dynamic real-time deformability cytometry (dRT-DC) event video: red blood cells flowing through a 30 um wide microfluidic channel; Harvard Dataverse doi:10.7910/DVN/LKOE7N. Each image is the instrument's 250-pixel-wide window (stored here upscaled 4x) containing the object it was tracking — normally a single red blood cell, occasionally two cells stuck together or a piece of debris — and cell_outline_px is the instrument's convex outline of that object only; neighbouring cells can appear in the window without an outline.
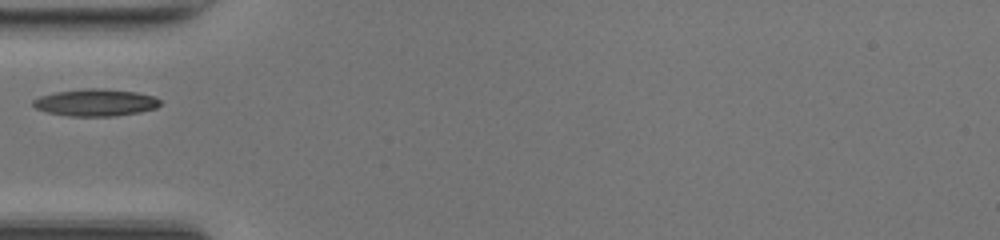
{"species": "common noctule bat (a hibernating species)", "species_latin": "Nyctalus noctula", "temperature_condition": "room temperature", "stored_images_in_passage": 34, "camera_frame_rate_fps": 3000, "um_per_image_px": 0.085, "animal": {"sex": "female", "body_mass_g": 17.0, "forearm_length_mm": 48.0}, "frame": {"image": 1, "passage_image": 1, "time_ms": 0.0, "image_size_px": [1000, 240], "cell_outline_px": [[160, 104], [156, 108], [140, 112], [116, 116], [68, 116], [48, 112], [36, 108], [32, 104], [32, 100], [40, 96], [56, 92], [84, 88], [100, 88], [136, 92], [156, 96], [160, 100]], "centroid_in_image_um": [8.14, 8.71], "position_along_channel_um": 76.9, "area_um2": 20.11}}
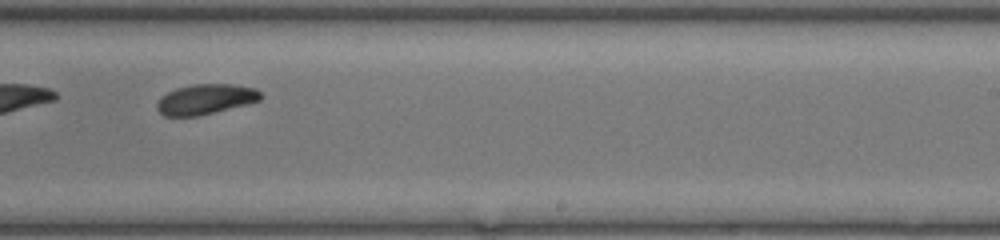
{"frame": {"image": 2, "passage_image": 15, "time_ms": 4.667, "image_size_px": [1000, 240], "cell_outline_px": [[264, 96], [260, 100], [248, 104], [196, 116], [164, 116], [156, 108], [156, 104], [160, 96], [176, 88], [192, 84], [232, 84], [256, 88]], "centroid_in_image_um": [17.47, 8.42], "position_along_channel_um": 271.5, "area_um2": 18.32}}
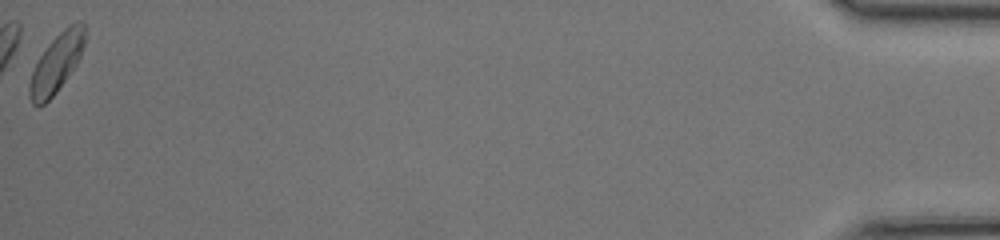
{"frame": {"image": 3, "passage_image": 34, "time_ms": 11.0, "image_size_px": [1000, 240], "cell_outline_px": [[88, 32], [80, 56], [76, 64], [56, 92], [44, 104], [32, 104], [28, 96], [28, 88], [32, 72], [40, 56], [48, 44], [64, 28], [76, 20], [80, 20], [88, 28]], "centroid_in_image_um": [4.84, 5.3], "position_along_channel_um": 430.4, "area_um2": 18.84}}